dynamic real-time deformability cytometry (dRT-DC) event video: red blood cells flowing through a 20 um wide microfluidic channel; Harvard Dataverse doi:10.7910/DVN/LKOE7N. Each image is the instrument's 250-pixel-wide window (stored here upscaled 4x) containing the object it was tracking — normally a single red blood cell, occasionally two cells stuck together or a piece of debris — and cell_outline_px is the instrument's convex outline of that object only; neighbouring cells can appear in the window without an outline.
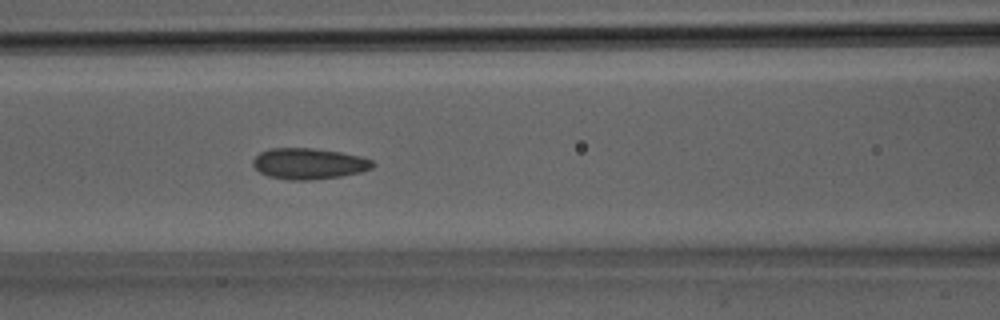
{"species": "Egyptian fruit bat (a non-hibernating species)", "species_latin": "Rousettus aegyptiacus", "temperature_condition": "room temperature", "stored_images_in_passage": 4, "camera_frame_rate_fps": 3000, "um_per_image_px": 0.085, "animal": {"sex": "male"}, "frame": {"image": 1, "passage_image": 4, "time_ms": 1.0, "image_size_px": [1000, 320], "cell_outline_px": [[376, 164], [372, 168], [360, 172], [340, 176], [308, 180], [288, 180], [268, 176], [260, 172], [252, 164], [252, 160], [260, 152], [268, 148], [312, 148], [340, 152], [360, 156], [372, 160]], "centroid_in_image_um": [26.24, 13.9], "position_along_channel_um": 140.4, "area_um2": 21.62}}